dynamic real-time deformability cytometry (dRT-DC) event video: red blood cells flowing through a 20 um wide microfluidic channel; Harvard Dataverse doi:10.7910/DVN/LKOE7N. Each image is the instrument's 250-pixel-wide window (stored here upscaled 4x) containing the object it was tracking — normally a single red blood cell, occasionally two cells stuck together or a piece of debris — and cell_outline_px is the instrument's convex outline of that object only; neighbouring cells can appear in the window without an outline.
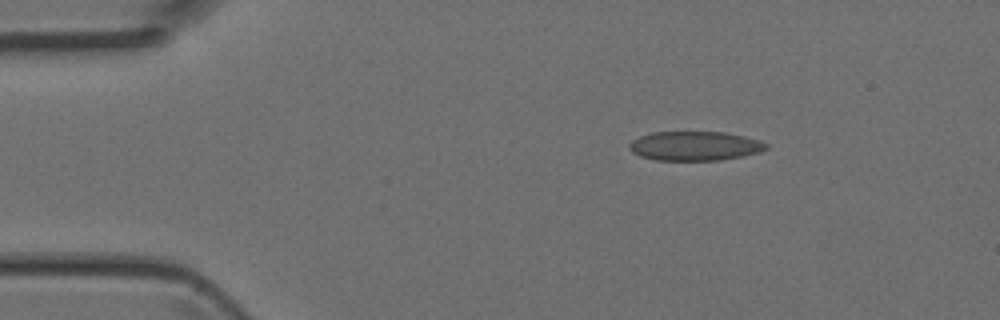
{"species": "Egyptian fruit bat (a non-hibernating species)", "species_latin": "Rousettus aegyptiacus", "temperature_condition": "room temperature", "stored_images_in_passage": 5, "segment_of_instrument_passage": [2, 2], "camera_frame_rate_fps": 3000, "um_per_image_px": 0.085, "animal": {"sex": "female"}, "frame": {"image": 1, "passage_image": 5, "time_ms": 1.333, "image_size_px": [1000, 320], "cell_outline_px": [[768, 148], [760, 152], [744, 156], [720, 160], [656, 160], [640, 156], [632, 152], [628, 148], [628, 144], [632, 140], [640, 136], [652, 132], [724, 132], [744, 136], [768, 144]], "centroid_in_image_um": [59.04, 12.41], "position_along_channel_um": 26.0, "area_um2": 23.35}}